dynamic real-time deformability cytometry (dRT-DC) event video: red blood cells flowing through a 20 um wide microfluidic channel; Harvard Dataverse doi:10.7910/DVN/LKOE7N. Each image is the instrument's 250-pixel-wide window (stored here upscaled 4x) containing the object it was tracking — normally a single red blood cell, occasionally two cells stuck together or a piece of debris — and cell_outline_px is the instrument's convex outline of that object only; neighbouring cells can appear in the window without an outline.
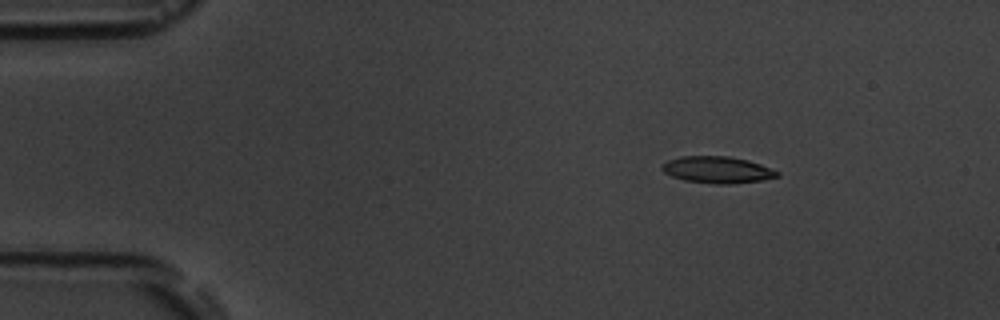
{"species": "common noctule bat (a hibernating species)", "species_latin": "Nyctalus noctula", "temperature_condition": "room temperature", "stored_images_in_passage": 5, "camera_frame_rate_fps": 3000, "um_per_image_px": 0.085, "animal": {"sex": "male", "body_mass_g": 19.5, "forearm_length_mm": 54.6}, "frame": {"image": 1, "passage_image": 3, "time_ms": 2.333, "image_size_px": [1000, 320], "cell_outline_px": [[780, 176], [764, 180], [732, 184], [716, 184], [684, 180], [672, 176], [664, 172], [660, 168], [660, 164], [668, 160], [680, 156], [728, 156], [748, 160], [760, 164], [780, 172]], "centroid_in_image_um": [60.97, 14.43], "position_along_channel_um": 24.0, "area_um2": 18.09}}